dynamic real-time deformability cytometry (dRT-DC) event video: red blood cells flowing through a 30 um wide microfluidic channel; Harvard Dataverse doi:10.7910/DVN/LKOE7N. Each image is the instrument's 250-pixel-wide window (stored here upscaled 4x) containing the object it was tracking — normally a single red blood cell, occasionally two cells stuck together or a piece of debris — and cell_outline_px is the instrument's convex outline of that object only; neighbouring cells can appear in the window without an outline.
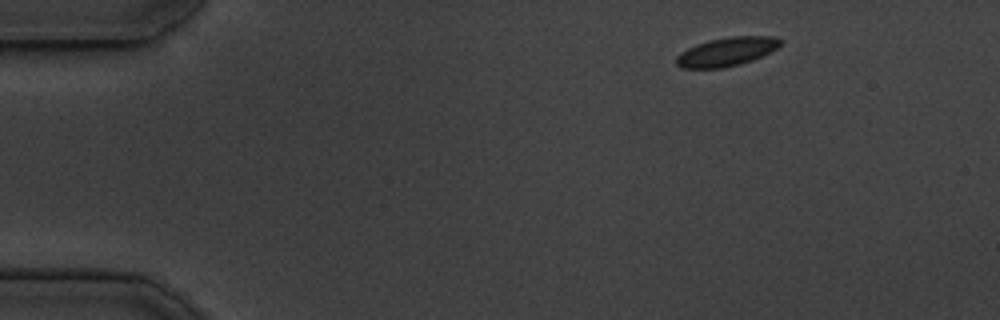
{"species": "common noctule bat (a hibernating species)", "species_latin": "Nyctalus noctula", "temperature_condition": "cold", "stored_images_in_passage": 48, "camera_frame_rate_fps": 3000, "um_per_image_px": 0.085, "animal": {"sex": "male", "body_mass_g": 19.5, "forearm_length_mm": 54.6}, "frame": {"image": 1, "passage_image": 1, "time_ms": 0.0, "image_size_px": [1000, 320], "cell_outline_px": [[780, 44], [776, 48], [752, 60], [740, 64], [724, 68], [680, 68], [676, 64], [676, 56], [680, 52], [696, 44], [708, 40], [728, 36], [776, 36], [780, 40]], "centroid_in_image_um": [61.71, 4.39], "position_along_channel_um": 23.3, "area_um2": 17.4}}
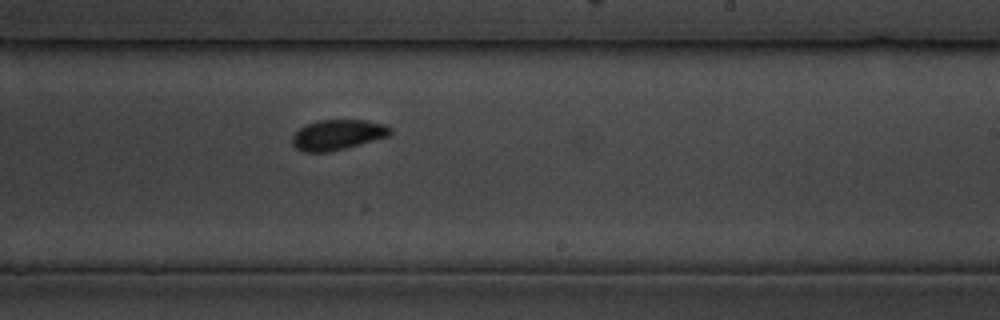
{"frame": {"image": 2, "passage_image": 27, "time_ms": 8.667, "image_size_px": [1000, 320], "cell_outline_px": [[392, 132], [388, 136], [360, 144], [328, 152], [304, 152], [296, 148], [292, 144], [292, 136], [300, 128], [308, 124], [320, 120], [364, 120], [384, 124], [392, 128]], "centroid_in_image_um": [28.7, 11.46], "position_along_channel_um": 260.3, "area_um2": 17.11}}
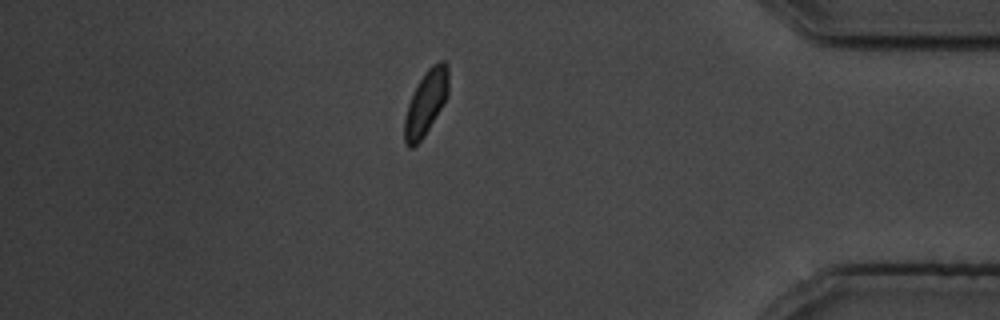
{"frame": {"image": 3, "passage_image": 41, "time_ms": 13.333, "image_size_px": [1000, 320], "cell_outline_px": [[448, 96], [424, 136], [412, 148], [408, 148], [404, 144], [404, 120], [408, 104], [412, 92], [424, 72], [432, 64], [440, 60], [444, 60], [448, 64]], "centroid_in_image_um": [36.19, 8.71], "position_along_channel_um": 399.0, "area_um2": 16.7}, "authors_computed_cell_mechanics": {"area_um2": 17.1955, "velocity_mm_per_s": 3.6628, "shape_relaxation_time_tau1_ms": 1.7417, "shape_relaxation_time_tau2_ms": null, "deformation_change_tau1": 0.0849, "deformation_change_tau2": null}}